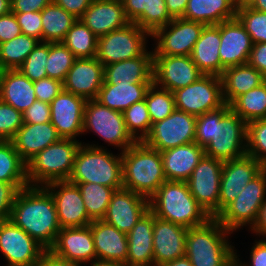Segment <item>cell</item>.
I'll list each match as a JSON object with an SVG mask.
<instances>
[{
  "label": "cell",
  "instance_id": "cb8c5ba5",
  "mask_svg": "<svg viewBox=\"0 0 266 266\" xmlns=\"http://www.w3.org/2000/svg\"><path fill=\"white\" fill-rule=\"evenodd\" d=\"M252 46L250 35L237 18L220 23L219 57L225 69L246 64Z\"/></svg>",
  "mask_w": 266,
  "mask_h": 266
},
{
  "label": "cell",
  "instance_id": "a7ac6f4b",
  "mask_svg": "<svg viewBox=\"0 0 266 266\" xmlns=\"http://www.w3.org/2000/svg\"><path fill=\"white\" fill-rule=\"evenodd\" d=\"M250 7L257 11L266 13V0H255Z\"/></svg>",
  "mask_w": 266,
  "mask_h": 266
},
{
  "label": "cell",
  "instance_id": "b9f144b4",
  "mask_svg": "<svg viewBox=\"0 0 266 266\" xmlns=\"http://www.w3.org/2000/svg\"><path fill=\"white\" fill-rule=\"evenodd\" d=\"M0 181L28 183L27 163L20 157L11 141L0 143Z\"/></svg>",
  "mask_w": 266,
  "mask_h": 266
},
{
  "label": "cell",
  "instance_id": "680465c9",
  "mask_svg": "<svg viewBox=\"0 0 266 266\" xmlns=\"http://www.w3.org/2000/svg\"><path fill=\"white\" fill-rule=\"evenodd\" d=\"M53 0H11V12L42 11Z\"/></svg>",
  "mask_w": 266,
  "mask_h": 266
},
{
  "label": "cell",
  "instance_id": "ac0fdd59",
  "mask_svg": "<svg viewBox=\"0 0 266 266\" xmlns=\"http://www.w3.org/2000/svg\"><path fill=\"white\" fill-rule=\"evenodd\" d=\"M265 167L249 155L224 161L220 181L218 214L240 194Z\"/></svg>",
  "mask_w": 266,
  "mask_h": 266
},
{
  "label": "cell",
  "instance_id": "e7e4bbea",
  "mask_svg": "<svg viewBox=\"0 0 266 266\" xmlns=\"http://www.w3.org/2000/svg\"><path fill=\"white\" fill-rule=\"evenodd\" d=\"M161 266H192L190 260L184 256L175 260L169 261Z\"/></svg>",
  "mask_w": 266,
  "mask_h": 266
},
{
  "label": "cell",
  "instance_id": "7402d4cb",
  "mask_svg": "<svg viewBox=\"0 0 266 266\" xmlns=\"http://www.w3.org/2000/svg\"><path fill=\"white\" fill-rule=\"evenodd\" d=\"M104 82V65L96 58H77L63 82V89L86 100L96 99Z\"/></svg>",
  "mask_w": 266,
  "mask_h": 266
},
{
  "label": "cell",
  "instance_id": "c3c4849f",
  "mask_svg": "<svg viewBox=\"0 0 266 266\" xmlns=\"http://www.w3.org/2000/svg\"><path fill=\"white\" fill-rule=\"evenodd\" d=\"M236 18L250 35L253 44L266 43V13L250 6L237 10Z\"/></svg>",
  "mask_w": 266,
  "mask_h": 266
},
{
  "label": "cell",
  "instance_id": "816d5d0a",
  "mask_svg": "<svg viewBox=\"0 0 266 266\" xmlns=\"http://www.w3.org/2000/svg\"><path fill=\"white\" fill-rule=\"evenodd\" d=\"M15 14L22 34L35 37L42 42L41 11L35 12H12Z\"/></svg>",
  "mask_w": 266,
  "mask_h": 266
},
{
  "label": "cell",
  "instance_id": "d6986e66",
  "mask_svg": "<svg viewBox=\"0 0 266 266\" xmlns=\"http://www.w3.org/2000/svg\"><path fill=\"white\" fill-rule=\"evenodd\" d=\"M86 99L62 90L50 103L51 120L62 139H74L83 134Z\"/></svg>",
  "mask_w": 266,
  "mask_h": 266
},
{
  "label": "cell",
  "instance_id": "7bdbcfd3",
  "mask_svg": "<svg viewBox=\"0 0 266 266\" xmlns=\"http://www.w3.org/2000/svg\"><path fill=\"white\" fill-rule=\"evenodd\" d=\"M145 102L152 124L167 118L176 109L173 92L154 83L147 89Z\"/></svg>",
  "mask_w": 266,
  "mask_h": 266
},
{
  "label": "cell",
  "instance_id": "4dcf8cb0",
  "mask_svg": "<svg viewBox=\"0 0 266 266\" xmlns=\"http://www.w3.org/2000/svg\"><path fill=\"white\" fill-rule=\"evenodd\" d=\"M122 3L127 19L150 34L173 20L165 0H124Z\"/></svg>",
  "mask_w": 266,
  "mask_h": 266
},
{
  "label": "cell",
  "instance_id": "f6af8a7d",
  "mask_svg": "<svg viewBox=\"0 0 266 266\" xmlns=\"http://www.w3.org/2000/svg\"><path fill=\"white\" fill-rule=\"evenodd\" d=\"M127 131L137 141L141 142L149 134L152 122L144 100L132 104L123 112ZM140 133V134H139Z\"/></svg>",
  "mask_w": 266,
  "mask_h": 266
},
{
  "label": "cell",
  "instance_id": "836d02e7",
  "mask_svg": "<svg viewBox=\"0 0 266 266\" xmlns=\"http://www.w3.org/2000/svg\"><path fill=\"white\" fill-rule=\"evenodd\" d=\"M223 99L231 104L238 96L263 84L265 76L248 63L226 68L220 76Z\"/></svg>",
  "mask_w": 266,
  "mask_h": 266
},
{
  "label": "cell",
  "instance_id": "8c879c8a",
  "mask_svg": "<svg viewBox=\"0 0 266 266\" xmlns=\"http://www.w3.org/2000/svg\"><path fill=\"white\" fill-rule=\"evenodd\" d=\"M109 1H119V2H123L124 0H109Z\"/></svg>",
  "mask_w": 266,
  "mask_h": 266
},
{
  "label": "cell",
  "instance_id": "681fc988",
  "mask_svg": "<svg viewBox=\"0 0 266 266\" xmlns=\"http://www.w3.org/2000/svg\"><path fill=\"white\" fill-rule=\"evenodd\" d=\"M23 124V113L0 100V137L10 141Z\"/></svg>",
  "mask_w": 266,
  "mask_h": 266
},
{
  "label": "cell",
  "instance_id": "8992f818",
  "mask_svg": "<svg viewBox=\"0 0 266 266\" xmlns=\"http://www.w3.org/2000/svg\"><path fill=\"white\" fill-rule=\"evenodd\" d=\"M71 183H97L106 187L123 188L122 154L108 152L96 144L82 143L77 151Z\"/></svg>",
  "mask_w": 266,
  "mask_h": 266
},
{
  "label": "cell",
  "instance_id": "d590c367",
  "mask_svg": "<svg viewBox=\"0 0 266 266\" xmlns=\"http://www.w3.org/2000/svg\"><path fill=\"white\" fill-rule=\"evenodd\" d=\"M151 84L119 82L117 85H102L95 100L103 106L123 113L132 104L145 99Z\"/></svg>",
  "mask_w": 266,
  "mask_h": 266
},
{
  "label": "cell",
  "instance_id": "4fadbf2b",
  "mask_svg": "<svg viewBox=\"0 0 266 266\" xmlns=\"http://www.w3.org/2000/svg\"><path fill=\"white\" fill-rule=\"evenodd\" d=\"M196 116L175 109L162 121L153 123L149 134L142 141L160 152L195 142Z\"/></svg>",
  "mask_w": 266,
  "mask_h": 266
},
{
  "label": "cell",
  "instance_id": "f546056e",
  "mask_svg": "<svg viewBox=\"0 0 266 266\" xmlns=\"http://www.w3.org/2000/svg\"><path fill=\"white\" fill-rule=\"evenodd\" d=\"M220 24L206 25L191 53L192 61L204 75L221 76L225 68L219 57Z\"/></svg>",
  "mask_w": 266,
  "mask_h": 266
},
{
  "label": "cell",
  "instance_id": "f35d334b",
  "mask_svg": "<svg viewBox=\"0 0 266 266\" xmlns=\"http://www.w3.org/2000/svg\"><path fill=\"white\" fill-rule=\"evenodd\" d=\"M40 41L35 37L20 34L10 41L0 44V69L15 70L25 61Z\"/></svg>",
  "mask_w": 266,
  "mask_h": 266
},
{
  "label": "cell",
  "instance_id": "ba28073f",
  "mask_svg": "<svg viewBox=\"0 0 266 266\" xmlns=\"http://www.w3.org/2000/svg\"><path fill=\"white\" fill-rule=\"evenodd\" d=\"M266 199V168L243 188L240 194L215 218L229 231L250 228L256 222L259 209ZM238 229V230H237Z\"/></svg>",
  "mask_w": 266,
  "mask_h": 266
},
{
  "label": "cell",
  "instance_id": "f1b7e54d",
  "mask_svg": "<svg viewBox=\"0 0 266 266\" xmlns=\"http://www.w3.org/2000/svg\"><path fill=\"white\" fill-rule=\"evenodd\" d=\"M58 135L51 122L43 124H23L10 140L20 157L27 163L37 153L58 142Z\"/></svg>",
  "mask_w": 266,
  "mask_h": 266
},
{
  "label": "cell",
  "instance_id": "94428289",
  "mask_svg": "<svg viewBox=\"0 0 266 266\" xmlns=\"http://www.w3.org/2000/svg\"><path fill=\"white\" fill-rule=\"evenodd\" d=\"M36 266H80L55 256L51 251H45Z\"/></svg>",
  "mask_w": 266,
  "mask_h": 266
},
{
  "label": "cell",
  "instance_id": "52a82bcc",
  "mask_svg": "<svg viewBox=\"0 0 266 266\" xmlns=\"http://www.w3.org/2000/svg\"><path fill=\"white\" fill-rule=\"evenodd\" d=\"M82 141L60 139L27 162V180L31 186H46L52 182L68 180Z\"/></svg>",
  "mask_w": 266,
  "mask_h": 266
},
{
  "label": "cell",
  "instance_id": "74e56055",
  "mask_svg": "<svg viewBox=\"0 0 266 266\" xmlns=\"http://www.w3.org/2000/svg\"><path fill=\"white\" fill-rule=\"evenodd\" d=\"M230 109L246 123L266 118V81L259 87L238 96Z\"/></svg>",
  "mask_w": 266,
  "mask_h": 266
},
{
  "label": "cell",
  "instance_id": "6f0895ef",
  "mask_svg": "<svg viewBox=\"0 0 266 266\" xmlns=\"http://www.w3.org/2000/svg\"><path fill=\"white\" fill-rule=\"evenodd\" d=\"M247 63L266 76V43L253 44Z\"/></svg>",
  "mask_w": 266,
  "mask_h": 266
},
{
  "label": "cell",
  "instance_id": "83f0119b",
  "mask_svg": "<svg viewBox=\"0 0 266 266\" xmlns=\"http://www.w3.org/2000/svg\"><path fill=\"white\" fill-rule=\"evenodd\" d=\"M205 155L196 142L180 145L161 152L166 180L186 182Z\"/></svg>",
  "mask_w": 266,
  "mask_h": 266
},
{
  "label": "cell",
  "instance_id": "d4e9b609",
  "mask_svg": "<svg viewBox=\"0 0 266 266\" xmlns=\"http://www.w3.org/2000/svg\"><path fill=\"white\" fill-rule=\"evenodd\" d=\"M97 37L116 31L130 21L119 1L93 0L79 18Z\"/></svg>",
  "mask_w": 266,
  "mask_h": 266
},
{
  "label": "cell",
  "instance_id": "9f6ffc18",
  "mask_svg": "<svg viewBox=\"0 0 266 266\" xmlns=\"http://www.w3.org/2000/svg\"><path fill=\"white\" fill-rule=\"evenodd\" d=\"M254 245L250 251V263H242L240 256L237 255L235 249V266H266V238H261L258 241H254Z\"/></svg>",
  "mask_w": 266,
  "mask_h": 266
},
{
  "label": "cell",
  "instance_id": "bcb514c9",
  "mask_svg": "<svg viewBox=\"0 0 266 266\" xmlns=\"http://www.w3.org/2000/svg\"><path fill=\"white\" fill-rule=\"evenodd\" d=\"M49 56V43L39 42L30 52L18 70L30 81L47 77L46 62Z\"/></svg>",
  "mask_w": 266,
  "mask_h": 266
},
{
  "label": "cell",
  "instance_id": "89a4df30",
  "mask_svg": "<svg viewBox=\"0 0 266 266\" xmlns=\"http://www.w3.org/2000/svg\"><path fill=\"white\" fill-rule=\"evenodd\" d=\"M255 0H234L236 9L251 6Z\"/></svg>",
  "mask_w": 266,
  "mask_h": 266
},
{
  "label": "cell",
  "instance_id": "d6a6232c",
  "mask_svg": "<svg viewBox=\"0 0 266 266\" xmlns=\"http://www.w3.org/2000/svg\"><path fill=\"white\" fill-rule=\"evenodd\" d=\"M153 223L154 214L148 210L127 234L128 251L126 263L154 264Z\"/></svg>",
  "mask_w": 266,
  "mask_h": 266
},
{
  "label": "cell",
  "instance_id": "5bb4252c",
  "mask_svg": "<svg viewBox=\"0 0 266 266\" xmlns=\"http://www.w3.org/2000/svg\"><path fill=\"white\" fill-rule=\"evenodd\" d=\"M223 164L224 161L204 155L186 181L189 191L210 217L218 215Z\"/></svg>",
  "mask_w": 266,
  "mask_h": 266
},
{
  "label": "cell",
  "instance_id": "277c9868",
  "mask_svg": "<svg viewBox=\"0 0 266 266\" xmlns=\"http://www.w3.org/2000/svg\"><path fill=\"white\" fill-rule=\"evenodd\" d=\"M149 210L157 218L187 229L202 225L211 218L183 181L166 180L149 198Z\"/></svg>",
  "mask_w": 266,
  "mask_h": 266
},
{
  "label": "cell",
  "instance_id": "8fae6325",
  "mask_svg": "<svg viewBox=\"0 0 266 266\" xmlns=\"http://www.w3.org/2000/svg\"><path fill=\"white\" fill-rule=\"evenodd\" d=\"M177 110L199 116L225 104L222 80L217 75H203L194 83L173 91Z\"/></svg>",
  "mask_w": 266,
  "mask_h": 266
},
{
  "label": "cell",
  "instance_id": "f5cc1de1",
  "mask_svg": "<svg viewBox=\"0 0 266 266\" xmlns=\"http://www.w3.org/2000/svg\"><path fill=\"white\" fill-rule=\"evenodd\" d=\"M34 90L37 100L50 104L63 90V83L57 79L45 77L34 81Z\"/></svg>",
  "mask_w": 266,
  "mask_h": 266
},
{
  "label": "cell",
  "instance_id": "6125c7cd",
  "mask_svg": "<svg viewBox=\"0 0 266 266\" xmlns=\"http://www.w3.org/2000/svg\"><path fill=\"white\" fill-rule=\"evenodd\" d=\"M253 234L256 236L266 238V199L263 202L261 208L259 209L258 217L254 225L250 228Z\"/></svg>",
  "mask_w": 266,
  "mask_h": 266
},
{
  "label": "cell",
  "instance_id": "60d3db41",
  "mask_svg": "<svg viewBox=\"0 0 266 266\" xmlns=\"http://www.w3.org/2000/svg\"><path fill=\"white\" fill-rule=\"evenodd\" d=\"M77 184L84 200L88 217L94 220H102L106 214L112 195L120 188L106 187L95 183Z\"/></svg>",
  "mask_w": 266,
  "mask_h": 266
},
{
  "label": "cell",
  "instance_id": "9a60e30c",
  "mask_svg": "<svg viewBox=\"0 0 266 266\" xmlns=\"http://www.w3.org/2000/svg\"><path fill=\"white\" fill-rule=\"evenodd\" d=\"M0 251L7 266H36L46 251L10 219L0 220Z\"/></svg>",
  "mask_w": 266,
  "mask_h": 266
},
{
  "label": "cell",
  "instance_id": "9c48e42d",
  "mask_svg": "<svg viewBox=\"0 0 266 266\" xmlns=\"http://www.w3.org/2000/svg\"><path fill=\"white\" fill-rule=\"evenodd\" d=\"M151 34L134 22L98 37L96 58L104 65L129 60L147 50V38Z\"/></svg>",
  "mask_w": 266,
  "mask_h": 266
},
{
  "label": "cell",
  "instance_id": "6da1fadb",
  "mask_svg": "<svg viewBox=\"0 0 266 266\" xmlns=\"http://www.w3.org/2000/svg\"><path fill=\"white\" fill-rule=\"evenodd\" d=\"M247 123L230 109L229 104L196 117L195 142L205 155L221 161L247 154Z\"/></svg>",
  "mask_w": 266,
  "mask_h": 266
},
{
  "label": "cell",
  "instance_id": "03108f58",
  "mask_svg": "<svg viewBox=\"0 0 266 266\" xmlns=\"http://www.w3.org/2000/svg\"><path fill=\"white\" fill-rule=\"evenodd\" d=\"M90 266H124L123 263L115 262V261H104V260H98L90 263Z\"/></svg>",
  "mask_w": 266,
  "mask_h": 266
},
{
  "label": "cell",
  "instance_id": "f907efd6",
  "mask_svg": "<svg viewBox=\"0 0 266 266\" xmlns=\"http://www.w3.org/2000/svg\"><path fill=\"white\" fill-rule=\"evenodd\" d=\"M28 185V183H6L0 181V220L10 218L17 193Z\"/></svg>",
  "mask_w": 266,
  "mask_h": 266
},
{
  "label": "cell",
  "instance_id": "db71d44e",
  "mask_svg": "<svg viewBox=\"0 0 266 266\" xmlns=\"http://www.w3.org/2000/svg\"><path fill=\"white\" fill-rule=\"evenodd\" d=\"M51 120V107L49 103L36 100L24 113V124H43Z\"/></svg>",
  "mask_w": 266,
  "mask_h": 266
},
{
  "label": "cell",
  "instance_id": "44dd1931",
  "mask_svg": "<svg viewBox=\"0 0 266 266\" xmlns=\"http://www.w3.org/2000/svg\"><path fill=\"white\" fill-rule=\"evenodd\" d=\"M58 258L80 266L96 260L91 227L61 228L53 247L49 250Z\"/></svg>",
  "mask_w": 266,
  "mask_h": 266
},
{
  "label": "cell",
  "instance_id": "003e7915",
  "mask_svg": "<svg viewBox=\"0 0 266 266\" xmlns=\"http://www.w3.org/2000/svg\"><path fill=\"white\" fill-rule=\"evenodd\" d=\"M11 12V0H0V16Z\"/></svg>",
  "mask_w": 266,
  "mask_h": 266
},
{
  "label": "cell",
  "instance_id": "8d00e7d4",
  "mask_svg": "<svg viewBox=\"0 0 266 266\" xmlns=\"http://www.w3.org/2000/svg\"><path fill=\"white\" fill-rule=\"evenodd\" d=\"M41 20L42 42L57 43L64 40L77 18L52 2L41 11Z\"/></svg>",
  "mask_w": 266,
  "mask_h": 266
},
{
  "label": "cell",
  "instance_id": "7c38bea8",
  "mask_svg": "<svg viewBox=\"0 0 266 266\" xmlns=\"http://www.w3.org/2000/svg\"><path fill=\"white\" fill-rule=\"evenodd\" d=\"M206 25L201 22L173 18L167 25L156 29L151 39L156 41L153 55L191 56L194 45Z\"/></svg>",
  "mask_w": 266,
  "mask_h": 266
},
{
  "label": "cell",
  "instance_id": "484cf974",
  "mask_svg": "<svg viewBox=\"0 0 266 266\" xmlns=\"http://www.w3.org/2000/svg\"><path fill=\"white\" fill-rule=\"evenodd\" d=\"M91 227L96 259L126 264L128 251L127 234L102 220H94Z\"/></svg>",
  "mask_w": 266,
  "mask_h": 266
},
{
  "label": "cell",
  "instance_id": "2644e50d",
  "mask_svg": "<svg viewBox=\"0 0 266 266\" xmlns=\"http://www.w3.org/2000/svg\"><path fill=\"white\" fill-rule=\"evenodd\" d=\"M124 266H155L154 264H151V265H142V264H129V263H126L124 264Z\"/></svg>",
  "mask_w": 266,
  "mask_h": 266
},
{
  "label": "cell",
  "instance_id": "11a10c76",
  "mask_svg": "<svg viewBox=\"0 0 266 266\" xmlns=\"http://www.w3.org/2000/svg\"><path fill=\"white\" fill-rule=\"evenodd\" d=\"M22 34L14 13L10 12L0 16V44L14 39Z\"/></svg>",
  "mask_w": 266,
  "mask_h": 266
},
{
  "label": "cell",
  "instance_id": "7a4b0ae2",
  "mask_svg": "<svg viewBox=\"0 0 266 266\" xmlns=\"http://www.w3.org/2000/svg\"><path fill=\"white\" fill-rule=\"evenodd\" d=\"M9 219L46 251L53 247L61 230L54 200L45 186L28 185L20 189Z\"/></svg>",
  "mask_w": 266,
  "mask_h": 266
},
{
  "label": "cell",
  "instance_id": "ab89813d",
  "mask_svg": "<svg viewBox=\"0 0 266 266\" xmlns=\"http://www.w3.org/2000/svg\"><path fill=\"white\" fill-rule=\"evenodd\" d=\"M62 43L76 58L96 57L98 37L80 19L73 23Z\"/></svg>",
  "mask_w": 266,
  "mask_h": 266
},
{
  "label": "cell",
  "instance_id": "3957f363",
  "mask_svg": "<svg viewBox=\"0 0 266 266\" xmlns=\"http://www.w3.org/2000/svg\"><path fill=\"white\" fill-rule=\"evenodd\" d=\"M227 230L215 217L187 230L185 256L192 266H235V247Z\"/></svg>",
  "mask_w": 266,
  "mask_h": 266
},
{
  "label": "cell",
  "instance_id": "2e32d148",
  "mask_svg": "<svg viewBox=\"0 0 266 266\" xmlns=\"http://www.w3.org/2000/svg\"><path fill=\"white\" fill-rule=\"evenodd\" d=\"M203 75L191 56L153 55V83L162 89L173 92Z\"/></svg>",
  "mask_w": 266,
  "mask_h": 266
},
{
  "label": "cell",
  "instance_id": "30bf717a",
  "mask_svg": "<svg viewBox=\"0 0 266 266\" xmlns=\"http://www.w3.org/2000/svg\"><path fill=\"white\" fill-rule=\"evenodd\" d=\"M94 132L111 146L123 152L137 141L127 131L123 113L101 105L95 99L87 100L84 108L83 134Z\"/></svg>",
  "mask_w": 266,
  "mask_h": 266
},
{
  "label": "cell",
  "instance_id": "1f68e13d",
  "mask_svg": "<svg viewBox=\"0 0 266 266\" xmlns=\"http://www.w3.org/2000/svg\"><path fill=\"white\" fill-rule=\"evenodd\" d=\"M0 100L24 113L37 100L34 82L18 69L1 71Z\"/></svg>",
  "mask_w": 266,
  "mask_h": 266
},
{
  "label": "cell",
  "instance_id": "e575fe53",
  "mask_svg": "<svg viewBox=\"0 0 266 266\" xmlns=\"http://www.w3.org/2000/svg\"><path fill=\"white\" fill-rule=\"evenodd\" d=\"M236 13L234 0H188L182 18L205 25H217L235 19Z\"/></svg>",
  "mask_w": 266,
  "mask_h": 266
},
{
  "label": "cell",
  "instance_id": "4316f807",
  "mask_svg": "<svg viewBox=\"0 0 266 266\" xmlns=\"http://www.w3.org/2000/svg\"><path fill=\"white\" fill-rule=\"evenodd\" d=\"M119 82L153 83V50L104 66L103 85H117Z\"/></svg>",
  "mask_w": 266,
  "mask_h": 266
},
{
  "label": "cell",
  "instance_id": "91938a15",
  "mask_svg": "<svg viewBox=\"0 0 266 266\" xmlns=\"http://www.w3.org/2000/svg\"><path fill=\"white\" fill-rule=\"evenodd\" d=\"M93 0H53V2L62 7L75 18L79 19L90 6Z\"/></svg>",
  "mask_w": 266,
  "mask_h": 266
},
{
  "label": "cell",
  "instance_id": "603a6c76",
  "mask_svg": "<svg viewBox=\"0 0 266 266\" xmlns=\"http://www.w3.org/2000/svg\"><path fill=\"white\" fill-rule=\"evenodd\" d=\"M187 228L154 215L153 253L154 265L161 266L185 256Z\"/></svg>",
  "mask_w": 266,
  "mask_h": 266
},
{
  "label": "cell",
  "instance_id": "ffe728a7",
  "mask_svg": "<svg viewBox=\"0 0 266 266\" xmlns=\"http://www.w3.org/2000/svg\"><path fill=\"white\" fill-rule=\"evenodd\" d=\"M149 210V199L126 188L115 190L103 220L128 234Z\"/></svg>",
  "mask_w": 266,
  "mask_h": 266
},
{
  "label": "cell",
  "instance_id": "5b68a950",
  "mask_svg": "<svg viewBox=\"0 0 266 266\" xmlns=\"http://www.w3.org/2000/svg\"><path fill=\"white\" fill-rule=\"evenodd\" d=\"M121 154L123 188L149 199L166 181L161 152L139 141Z\"/></svg>",
  "mask_w": 266,
  "mask_h": 266
},
{
  "label": "cell",
  "instance_id": "7dc6e473",
  "mask_svg": "<svg viewBox=\"0 0 266 266\" xmlns=\"http://www.w3.org/2000/svg\"><path fill=\"white\" fill-rule=\"evenodd\" d=\"M247 155L266 168V118L247 123Z\"/></svg>",
  "mask_w": 266,
  "mask_h": 266
},
{
  "label": "cell",
  "instance_id": "e0dca14e",
  "mask_svg": "<svg viewBox=\"0 0 266 266\" xmlns=\"http://www.w3.org/2000/svg\"><path fill=\"white\" fill-rule=\"evenodd\" d=\"M45 187L54 200L61 228L83 227L92 222L77 184L65 180L52 182Z\"/></svg>",
  "mask_w": 266,
  "mask_h": 266
},
{
  "label": "cell",
  "instance_id": "ee69618b",
  "mask_svg": "<svg viewBox=\"0 0 266 266\" xmlns=\"http://www.w3.org/2000/svg\"><path fill=\"white\" fill-rule=\"evenodd\" d=\"M76 59L62 42L49 43V56L45 64L47 77L63 83Z\"/></svg>",
  "mask_w": 266,
  "mask_h": 266
},
{
  "label": "cell",
  "instance_id": "be15d7a7",
  "mask_svg": "<svg viewBox=\"0 0 266 266\" xmlns=\"http://www.w3.org/2000/svg\"><path fill=\"white\" fill-rule=\"evenodd\" d=\"M188 0H165L166 8L172 18H181L185 13Z\"/></svg>",
  "mask_w": 266,
  "mask_h": 266
}]
</instances>
